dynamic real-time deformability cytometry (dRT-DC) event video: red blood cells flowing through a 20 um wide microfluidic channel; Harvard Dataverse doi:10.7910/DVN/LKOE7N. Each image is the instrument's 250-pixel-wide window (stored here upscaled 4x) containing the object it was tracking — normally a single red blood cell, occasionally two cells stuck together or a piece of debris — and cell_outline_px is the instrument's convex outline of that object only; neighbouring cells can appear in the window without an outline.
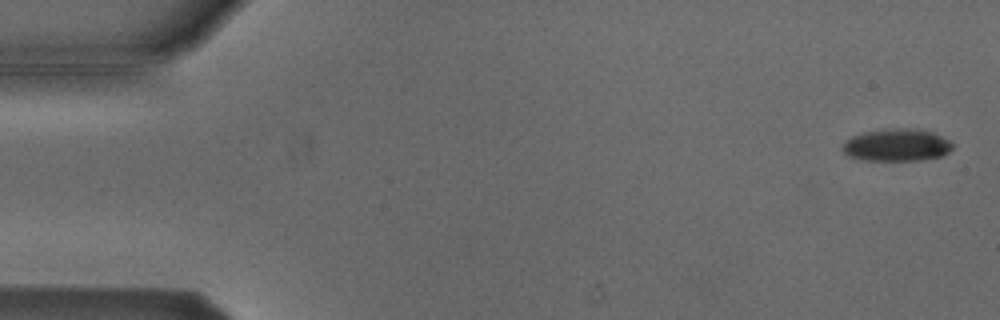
{"species": "Egyptian fruit bat (a non-hibernating species)", "species_latin": "Rousettus aegyptiacus", "temperature_condition": "cold", "stored_images_in_passage": 54, "camera_frame_rate_fps": 3000, "um_per_image_px": 0.085, "animal": {"sex": "male"}, "frame": {"image": 1, "passage_image": 2, "time_ms": 0.333, "image_size_px": [1000, 320], "cell_outline_px": [[952, 148], [948, 152], [940, 156], [920, 160], [868, 160], [848, 156], [840, 148], [852, 136], [864, 132], [896, 128], [920, 128], [932, 132], [948, 140], [952, 144]], "centroid_in_image_um": [76.22, 12.32], "position_along_channel_um": 8.8, "area_um2": 20.52}}
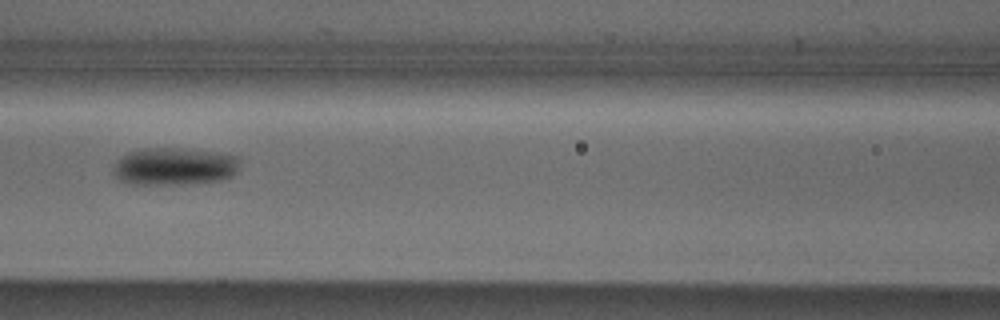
{"frame": {"image": 2, "passage_image": 24, "time_ms": 7.667, "image_size_px": [1000, 320], "cell_outline_px": [[240, 164], [236, 172], [232, 176], [220, 180], [180, 184], [128, 184], [116, 180], [112, 172], [112, 168], [116, 160], [120, 156], [128, 152], [144, 148], [176, 148], [220, 152], [240, 156]], "centroid_in_image_um": [14.78, 14.14], "position_along_channel_um": 151.8, "area_um2": 28.21}}
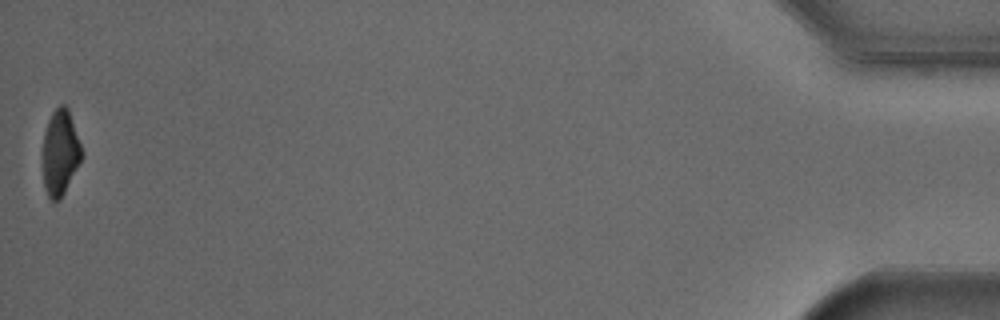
{"frame": {"image": 3, "passage_image": 54, "time_ms": 17.667, "image_size_px": [1000, 320], "cell_outline_px": [[84, 156], [60, 200], [52, 200], [48, 196], [44, 188], [40, 164], [40, 156], [44, 132], [48, 120], [52, 112], [60, 104], [64, 104], [68, 108]], "centroid_in_image_um": [5.07, 12.99], "position_along_channel_um": 430.1, "area_um2": 20.06}, "authors_computed_cell_mechanics": {"area_um2": 23.3801, "velocity_mm_per_s": 3.8109, "shape_relaxation_time_tau1_ms": 2.9385, "shape_relaxation_time_tau2_ms": null, "deformation_change_tau1": 0.1353, "deformation_change_tau2": null}}